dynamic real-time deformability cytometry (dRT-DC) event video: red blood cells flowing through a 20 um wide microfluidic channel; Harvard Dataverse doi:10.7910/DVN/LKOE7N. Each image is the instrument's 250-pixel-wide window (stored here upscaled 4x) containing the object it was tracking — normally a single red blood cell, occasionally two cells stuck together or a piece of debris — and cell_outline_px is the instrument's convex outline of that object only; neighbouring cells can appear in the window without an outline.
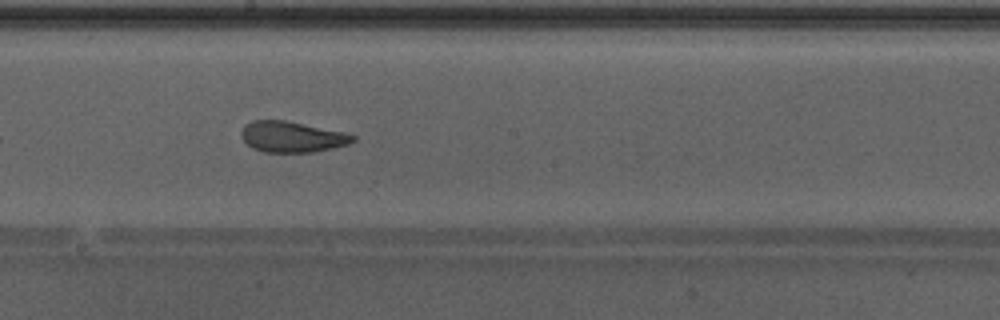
{"species": "Egyptian fruit bat (a non-hibernating species)", "species_latin": "Rousettus aegyptiacus", "temperature_condition": "warm", "stored_images_in_passage": 23, "camera_frame_rate_fps": 3000, "um_per_image_px": 0.085, "animal": {"sex": "male"}, "frame": {"image": 1, "passage_image": 14, "time_ms": 4.333, "image_size_px": [1000, 320], "cell_outline_px": [[356, 140], [348, 144], [332, 148], [312, 152], [264, 152], [252, 148], [240, 136], [240, 132], [244, 124], [252, 120], [284, 120], [344, 132], [356, 136]], "centroid_in_image_um": [24.79, 11.63], "position_along_channel_um": 223.4, "area_um2": 20.06}}